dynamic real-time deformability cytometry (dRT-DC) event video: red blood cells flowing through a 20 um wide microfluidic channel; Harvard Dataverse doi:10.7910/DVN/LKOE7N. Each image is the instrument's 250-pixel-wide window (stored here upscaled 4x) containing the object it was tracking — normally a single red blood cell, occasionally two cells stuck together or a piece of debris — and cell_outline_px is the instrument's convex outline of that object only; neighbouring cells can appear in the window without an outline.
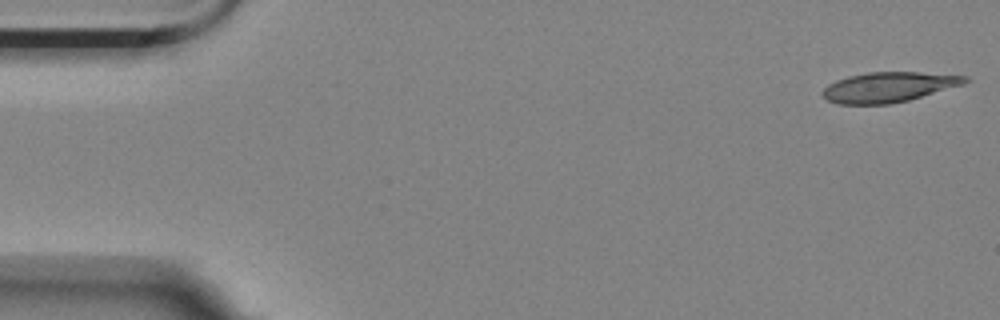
{"species": "Egyptian fruit bat (a non-hibernating species)", "species_latin": "Rousettus aegyptiacus", "temperature_condition": "room temperature", "stored_images_in_passage": 56, "camera_frame_rate_fps": 3000, "um_per_image_px": 0.085, "animal": {"sex": "female"}, "frame": {"image": 1, "passage_image": 1, "time_ms": 0.0, "image_size_px": [1000, 320], "cell_outline_px": [[972, 80], [964, 84], [908, 100], [888, 104], [836, 104], [828, 100], [820, 92], [828, 84], [836, 80], [848, 76], [868, 72], [920, 72], [968, 76]], "centroid_in_image_um": [75.53, 7.39], "position_along_channel_um": 9.5, "area_um2": 24.97}}
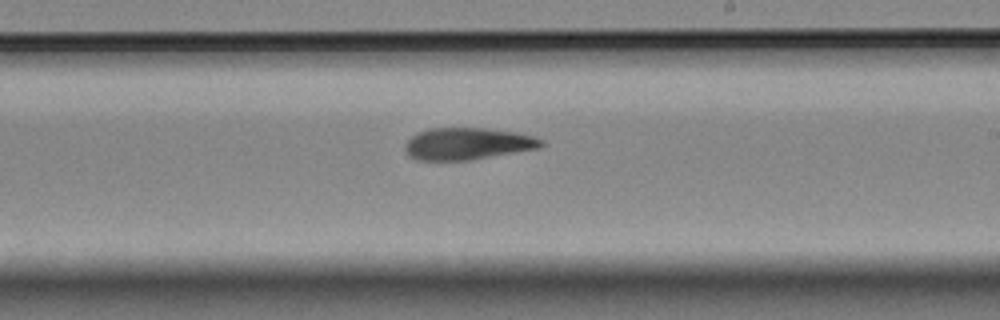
{"frame": {"image": 2, "passage_image": 32, "time_ms": 10.333, "image_size_px": [1000, 320], "cell_outline_px": [[544, 144], [540, 148], [472, 160], [420, 160], [412, 156], [404, 148], [404, 144], [416, 132], [428, 128], [484, 128], [516, 132], [532, 136], [544, 140]], "centroid_in_image_um": [39.76, 12.21], "position_along_channel_um": 249.2, "area_um2": 25.37}}
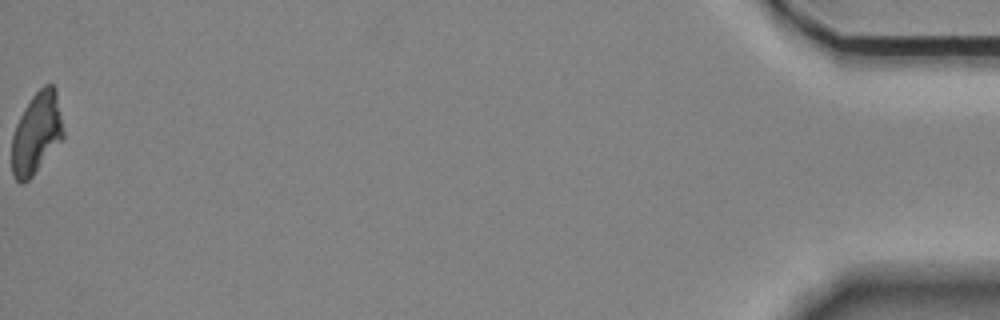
{"frame": {"image": 3, "passage_image": 56, "time_ms": 18.333, "image_size_px": [1000, 320], "cell_outline_px": [[64, 136], [32, 176], [24, 184], [20, 184], [12, 176], [12, 136], [16, 124], [24, 108], [32, 96], [44, 84], [52, 84], [56, 88], [64, 132]], "centroid_in_image_um": [3.09, 11.31], "position_along_channel_um": 432.1, "area_um2": 24.33}, "authors_computed_cell_mechanics": {"area_um2": 25.6054, "velocity_mm_per_s": 3.5165, "shape_relaxation_time_tau1_ms": 9.7321, "shape_relaxation_time_tau2_ms": null, "deformation_change_tau1": 0.2191, "deformation_change_tau2": null}}